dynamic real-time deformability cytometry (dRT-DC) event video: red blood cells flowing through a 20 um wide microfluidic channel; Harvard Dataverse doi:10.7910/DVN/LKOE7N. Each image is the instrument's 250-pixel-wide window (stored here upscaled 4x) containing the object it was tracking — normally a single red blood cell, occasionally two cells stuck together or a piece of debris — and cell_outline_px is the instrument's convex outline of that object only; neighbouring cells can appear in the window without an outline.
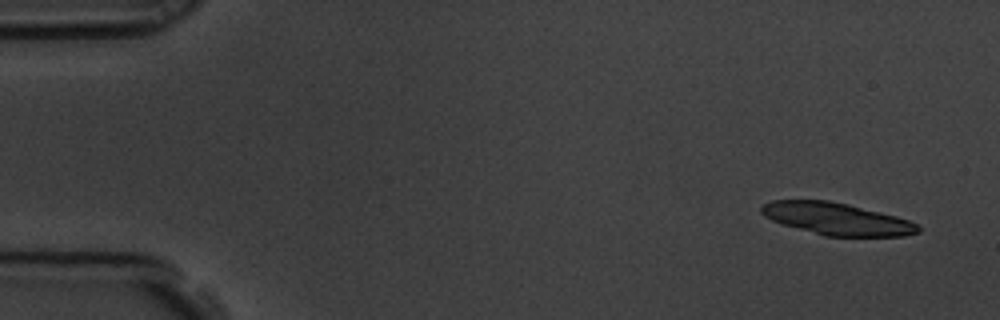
{"species": "common noctule bat (a hibernating species)", "species_latin": "Nyctalus noctula", "temperature_condition": "room temperature", "stored_images_in_passage": 6, "segment_of_instrument_passage": [1, 2], "camera_frame_rate_fps": 3000, "um_per_image_px": 0.085, "animal": {"sex": "male", "body_mass_g": 19.5, "forearm_length_mm": 54.6}, "frame": {"image": 1, "passage_image": 1, "time_ms": 0.0, "image_size_px": [1000, 320], "cell_outline_px": [[920, 232], [904, 236], [824, 236], [784, 224], [772, 220], [764, 216], [760, 212], [760, 208], [764, 204], [772, 200], [828, 200], [848, 204], [896, 216], [908, 220], [916, 224], [920, 228]], "centroid_in_image_um": [71.12, 18.6], "position_along_channel_um": 13.9, "area_um2": 29.13}}